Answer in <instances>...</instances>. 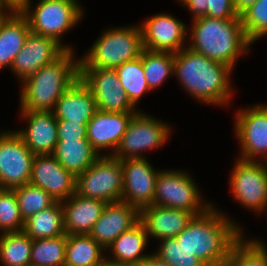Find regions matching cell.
<instances>
[{"mask_svg":"<svg viewBox=\"0 0 267 266\" xmlns=\"http://www.w3.org/2000/svg\"><path fill=\"white\" fill-rule=\"evenodd\" d=\"M228 221L210 206L194 215L176 239L204 265L225 266L231 248L242 238L240 229Z\"/></svg>","mask_w":267,"mask_h":266,"instance_id":"obj_1","label":"cell"},{"mask_svg":"<svg viewBox=\"0 0 267 266\" xmlns=\"http://www.w3.org/2000/svg\"><path fill=\"white\" fill-rule=\"evenodd\" d=\"M231 69L188 47L174 53V73L194 97L204 102L228 101L231 91L227 78Z\"/></svg>","mask_w":267,"mask_h":266,"instance_id":"obj_2","label":"cell"},{"mask_svg":"<svg viewBox=\"0 0 267 266\" xmlns=\"http://www.w3.org/2000/svg\"><path fill=\"white\" fill-rule=\"evenodd\" d=\"M192 45L194 52L230 68L240 52H246L251 43L241 23V17L219 19L202 16L194 19ZM246 48V49H245Z\"/></svg>","mask_w":267,"mask_h":266,"instance_id":"obj_3","label":"cell"},{"mask_svg":"<svg viewBox=\"0 0 267 266\" xmlns=\"http://www.w3.org/2000/svg\"><path fill=\"white\" fill-rule=\"evenodd\" d=\"M72 55L67 50L56 61L23 80L22 111H52L62 94L79 79V62L73 63Z\"/></svg>","mask_w":267,"mask_h":266,"instance_id":"obj_4","label":"cell"},{"mask_svg":"<svg viewBox=\"0 0 267 266\" xmlns=\"http://www.w3.org/2000/svg\"><path fill=\"white\" fill-rule=\"evenodd\" d=\"M143 49L141 27L110 29L93 44L79 68L116 69L140 57Z\"/></svg>","mask_w":267,"mask_h":266,"instance_id":"obj_5","label":"cell"},{"mask_svg":"<svg viewBox=\"0 0 267 266\" xmlns=\"http://www.w3.org/2000/svg\"><path fill=\"white\" fill-rule=\"evenodd\" d=\"M123 170L121 160L100 156L76 177V193L82 197L113 203L122 200Z\"/></svg>","mask_w":267,"mask_h":266,"instance_id":"obj_6","label":"cell"},{"mask_svg":"<svg viewBox=\"0 0 267 266\" xmlns=\"http://www.w3.org/2000/svg\"><path fill=\"white\" fill-rule=\"evenodd\" d=\"M76 0H41L35 11H21L27 18L32 33L55 39L74 26L82 16ZM29 14V15H28Z\"/></svg>","mask_w":267,"mask_h":266,"instance_id":"obj_7","label":"cell"},{"mask_svg":"<svg viewBox=\"0 0 267 266\" xmlns=\"http://www.w3.org/2000/svg\"><path fill=\"white\" fill-rule=\"evenodd\" d=\"M79 78L92 92L97 110L133 113L134 105L121 86L115 69L79 68Z\"/></svg>","mask_w":267,"mask_h":266,"instance_id":"obj_8","label":"cell"},{"mask_svg":"<svg viewBox=\"0 0 267 266\" xmlns=\"http://www.w3.org/2000/svg\"><path fill=\"white\" fill-rule=\"evenodd\" d=\"M199 199L196 185L186 173L177 171L159 172L153 205L185 210L194 215H199L211 206L206 204L201 209Z\"/></svg>","mask_w":267,"mask_h":266,"instance_id":"obj_9","label":"cell"},{"mask_svg":"<svg viewBox=\"0 0 267 266\" xmlns=\"http://www.w3.org/2000/svg\"><path fill=\"white\" fill-rule=\"evenodd\" d=\"M34 156L16 132L0 135V188L29 183Z\"/></svg>","mask_w":267,"mask_h":266,"instance_id":"obj_10","label":"cell"},{"mask_svg":"<svg viewBox=\"0 0 267 266\" xmlns=\"http://www.w3.org/2000/svg\"><path fill=\"white\" fill-rule=\"evenodd\" d=\"M169 136V127L152 117L136 113L127 126L117 152L112 155L118 160L143 158L138 152L163 144ZM126 154V155H125Z\"/></svg>","mask_w":267,"mask_h":266,"instance_id":"obj_11","label":"cell"},{"mask_svg":"<svg viewBox=\"0 0 267 266\" xmlns=\"http://www.w3.org/2000/svg\"><path fill=\"white\" fill-rule=\"evenodd\" d=\"M123 170L122 200L139 211L153 205L156 180L155 172L145 158L121 160Z\"/></svg>","mask_w":267,"mask_h":266,"instance_id":"obj_12","label":"cell"},{"mask_svg":"<svg viewBox=\"0 0 267 266\" xmlns=\"http://www.w3.org/2000/svg\"><path fill=\"white\" fill-rule=\"evenodd\" d=\"M262 164L241 159L230 181L234 197L246 207L257 210L267 206V166Z\"/></svg>","mask_w":267,"mask_h":266,"instance_id":"obj_13","label":"cell"},{"mask_svg":"<svg viewBox=\"0 0 267 266\" xmlns=\"http://www.w3.org/2000/svg\"><path fill=\"white\" fill-rule=\"evenodd\" d=\"M29 183L45 190L55 201L63 203L76 192V177L52 155H35Z\"/></svg>","mask_w":267,"mask_h":266,"instance_id":"obj_14","label":"cell"},{"mask_svg":"<svg viewBox=\"0 0 267 266\" xmlns=\"http://www.w3.org/2000/svg\"><path fill=\"white\" fill-rule=\"evenodd\" d=\"M71 48L61 46L55 39L30 33L23 48L15 56L11 68L22 80L34 74L41 67L51 64Z\"/></svg>","mask_w":267,"mask_h":266,"instance_id":"obj_15","label":"cell"},{"mask_svg":"<svg viewBox=\"0 0 267 266\" xmlns=\"http://www.w3.org/2000/svg\"><path fill=\"white\" fill-rule=\"evenodd\" d=\"M139 221L140 211L136 207L123 201L107 203L89 235L103 248H107Z\"/></svg>","mask_w":267,"mask_h":266,"instance_id":"obj_16","label":"cell"},{"mask_svg":"<svg viewBox=\"0 0 267 266\" xmlns=\"http://www.w3.org/2000/svg\"><path fill=\"white\" fill-rule=\"evenodd\" d=\"M235 127L243 150L241 159L253 160L260 153L267 159V106H255L240 112Z\"/></svg>","mask_w":267,"mask_h":266,"instance_id":"obj_17","label":"cell"},{"mask_svg":"<svg viewBox=\"0 0 267 266\" xmlns=\"http://www.w3.org/2000/svg\"><path fill=\"white\" fill-rule=\"evenodd\" d=\"M184 24L170 15L158 14L141 27L143 48L150 51L177 53L186 33Z\"/></svg>","mask_w":267,"mask_h":266,"instance_id":"obj_18","label":"cell"},{"mask_svg":"<svg viewBox=\"0 0 267 266\" xmlns=\"http://www.w3.org/2000/svg\"><path fill=\"white\" fill-rule=\"evenodd\" d=\"M29 127L16 133L34 155H52L58 142L57 119L53 111H22Z\"/></svg>","mask_w":267,"mask_h":266,"instance_id":"obj_19","label":"cell"},{"mask_svg":"<svg viewBox=\"0 0 267 266\" xmlns=\"http://www.w3.org/2000/svg\"><path fill=\"white\" fill-rule=\"evenodd\" d=\"M135 113L97 110L87 124V140L97 151L113 147L115 152Z\"/></svg>","mask_w":267,"mask_h":266,"instance_id":"obj_20","label":"cell"},{"mask_svg":"<svg viewBox=\"0 0 267 266\" xmlns=\"http://www.w3.org/2000/svg\"><path fill=\"white\" fill-rule=\"evenodd\" d=\"M53 113L57 120L88 124L97 111L90 89L79 78L58 99Z\"/></svg>","mask_w":267,"mask_h":266,"instance_id":"obj_21","label":"cell"},{"mask_svg":"<svg viewBox=\"0 0 267 266\" xmlns=\"http://www.w3.org/2000/svg\"><path fill=\"white\" fill-rule=\"evenodd\" d=\"M194 214L185 210L151 205L140 210V222L147 234L166 239L179 235Z\"/></svg>","mask_w":267,"mask_h":266,"instance_id":"obj_22","label":"cell"},{"mask_svg":"<svg viewBox=\"0 0 267 266\" xmlns=\"http://www.w3.org/2000/svg\"><path fill=\"white\" fill-rule=\"evenodd\" d=\"M69 199L65 206L62 204L65 234H89L107 203L82 197L76 192Z\"/></svg>","mask_w":267,"mask_h":266,"instance_id":"obj_23","label":"cell"},{"mask_svg":"<svg viewBox=\"0 0 267 266\" xmlns=\"http://www.w3.org/2000/svg\"><path fill=\"white\" fill-rule=\"evenodd\" d=\"M15 12V13H14ZM30 33L27 18L20 10H12L0 23V68L12 66Z\"/></svg>","mask_w":267,"mask_h":266,"instance_id":"obj_24","label":"cell"},{"mask_svg":"<svg viewBox=\"0 0 267 266\" xmlns=\"http://www.w3.org/2000/svg\"><path fill=\"white\" fill-rule=\"evenodd\" d=\"M52 156L75 177L99 158L97 151L87 139L58 140Z\"/></svg>","mask_w":267,"mask_h":266,"instance_id":"obj_25","label":"cell"},{"mask_svg":"<svg viewBox=\"0 0 267 266\" xmlns=\"http://www.w3.org/2000/svg\"><path fill=\"white\" fill-rule=\"evenodd\" d=\"M23 232L32 240L65 235L62 202L56 201L25 220Z\"/></svg>","mask_w":267,"mask_h":266,"instance_id":"obj_26","label":"cell"},{"mask_svg":"<svg viewBox=\"0 0 267 266\" xmlns=\"http://www.w3.org/2000/svg\"><path fill=\"white\" fill-rule=\"evenodd\" d=\"M147 232L139 221L130 230L123 232L109 246L114 253L113 261L141 264L148 255H140L146 246Z\"/></svg>","mask_w":267,"mask_h":266,"instance_id":"obj_27","label":"cell"},{"mask_svg":"<svg viewBox=\"0 0 267 266\" xmlns=\"http://www.w3.org/2000/svg\"><path fill=\"white\" fill-rule=\"evenodd\" d=\"M102 250L89 234L67 235L65 266H101Z\"/></svg>","mask_w":267,"mask_h":266,"instance_id":"obj_28","label":"cell"},{"mask_svg":"<svg viewBox=\"0 0 267 266\" xmlns=\"http://www.w3.org/2000/svg\"><path fill=\"white\" fill-rule=\"evenodd\" d=\"M33 240L23 231L3 233L0 237V259L5 266H30Z\"/></svg>","mask_w":267,"mask_h":266,"instance_id":"obj_29","label":"cell"},{"mask_svg":"<svg viewBox=\"0 0 267 266\" xmlns=\"http://www.w3.org/2000/svg\"><path fill=\"white\" fill-rule=\"evenodd\" d=\"M67 235L34 239L30 266H65Z\"/></svg>","mask_w":267,"mask_h":266,"instance_id":"obj_30","label":"cell"},{"mask_svg":"<svg viewBox=\"0 0 267 266\" xmlns=\"http://www.w3.org/2000/svg\"><path fill=\"white\" fill-rule=\"evenodd\" d=\"M141 60L150 90L161 84L170 73H174V53L143 49Z\"/></svg>","mask_w":267,"mask_h":266,"instance_id":"obj_31","label":"cell"},{"mask_svg":"<svg viewBox=\"0 0 267 266\" xmlns=\"http://www.w3.org/2000/svg\"><path fill=\"white\" fill-rule=\"evenodd\" d=\"M115 71L120 79L121 86L133 105L144 92L150 90L146 82L141 56L121 64Z\"/></svg>","mask_w":267,"mask_h":266,"instance_id":"obj_32","label":"cell"},{"mask_svg":"<svg viewBox=\"0 0 267 266\" xmlns=\"http://www.w3.org/2000/svg\"><path fill=\"white\" fill-rule=\"evenodd\" d=\"M13 190L24 221L56 202L45 190L31 183L13 188Z\"/></svg>","mask_w":267,"mask_h":266,"instance_id":"obj_33","label":"cell"},{"mask_svg":"<svg viewBox=\"0 0 267 266\" xmlns=\"http://www.w3.org/2000/svg\"><path fill=\"white\" fill-rule=\"evenodd\" d=\"M225 266H267V250L262 243L240 238L231 248Z\"/></svg>","mask_w":267,"mask_h":266,"instance_id":"obj_34","label":"cell"},{"mask_svg":"<svg viewBox=\"0 0 267 266\" xmlns=\"http://www.w3.org/2000/svg\"><path fill=\"white\" fill-rule=\"evenodd\" d=\"M17 198L13 189L0 188V228L4 233L20 232L24 229Z\"/></svg>","mask_w":267,"mask_h":266,"instance_id":"obj_35","label":"cell"},{"mask_svg":"<svg viewBox=\"0 0 267 266\" xmlns=\"http://www.w3.org/2000/svg\"><path fill=\"white\" fill-rule=\"evenodd\" d=\"M193 13L194 19L202 16L229 19L239 15L234 0H181Z\"/></svg>","mask_w":267,"mask_h":266,"instance_id":"obj_36","label":"cell"},{"mask_svg":"<svg viewBox=\"0 0 267 266\" xmlns=\"http://www.w3.org/2000/svg\"><path fill=\"white\" fill-rule=\"evenodd\" d=\"M240 17L250 43L267 34V0H258L246 9Z\"/></svg>","mask_w":267,"mask_h":266,"instance_id":"obj_37","label":"cell"},{"mask_svg":"<svg viewBox=\"0 0 267 266\" xmlns=\"http://www.w3.org/2000/svg\"><path fill=\"white\" fill-rule=\"evenodd\" d=\"M163 243L160 250L155 254L160 259L167 261L172 266H205L196 256H193L176 239H162Z\"/></svg>","mask_w":267,"mask_h":266,"instance_id":"obj_38","label":"cell"},{"mask_svg":"<svg viewBox=\"0 0 267 266\" xmlns=\"http://www.w3.org/2000/svg\"><path fill=\"white\" fill-rule=\"evenodd\" d=\"M58 140L87 139V124L57 120Z\"/></svg>","mask_w":267,"mask_h":266,"instance_id":"obj_39","label":"cell"},{"mask_svg":"<svg viewBox=\"0 0 267 266\" xmlns=\"http://www.w3.org/2000/svg\"><path fill=\"white\" fill-rule=\"evenodd\" d=\"M4 2L9 8L12 10H20V11H30L29 10V0H0Z\"/></svg>","mask_w":267,"mask_h":266,"instance_id":"obj_40","label":"cell"},{"mask_svg":"<svg viewBox=\"0 0 267 266\" xmlns=\"http://www.w3.org/2000/svg\"><path fill=\"white\" fill-rule=\"evenodd\" d=\"M141 266H172L167 261L160 259L157 255H149L142 263Z\"/></svg>","mask_w":267,"mask_h":266,"instance_id":"obj_41","label":"cell"},{"mask_svg":"<svg viewBox=\"0 0 267 266\" xmlns=\"http://www.w3.org/2000/svg\"><path fill=\"white\" fill-rule=\"evenodd\" d=\"M258 0H234L235 9L240 16L246 9L255 4Z\"/></svg>","mask_w":267,"mask_h":266,"instance_id":"obj_42","label":"cell"},{"mask_svg":"<svg viewBox=\"0 0 267 266\" xmlns=\"http://www.w3.org/2000/svg\"><path fill=\"white\" fill-rule=\"evenodd\" d=\"M101 266H141V264L116 262L113 260H105L104 258Z\"/></svg>","mask_w":267,"mask_h":266,"instance_id":"obj_43","label":"cell"},{"mask_svg":"<svg viewBox=\"0 0 267 266\" xmlns=\"http://www.w3.org/2000/svg\"><path fill=\"white\" fill-rule=\"evenodd\" d=\"M3 4H4V6H3ZM4 7H6V9L8 8V10L10 9L4 2L0 1V23L7 16V14H4V12H3Z\"/></svg>","mask_w":267,"mask_h":266,"instance_id":"obj_44","label":"cell"},{"mask_svg":"<svg viewBox=\"0 0 267 266\" xmlns=\"http://www.w3.org/2000/svg\"><path fill=\"white\" fill-rule=\"evenodd\" d=\"M205 266H224V265H205Z\"/></svg>","mask_w":267,"mask_h":266,"instance_id":"obj_45","label":"cell"}]
</instances>
